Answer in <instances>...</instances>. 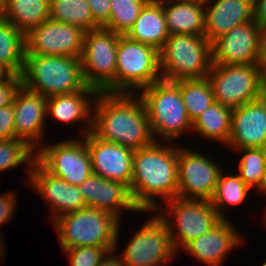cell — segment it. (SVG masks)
I'll list each match as a JSON object with an SVG mask.
<instances>
[{
	"instance_id": "17",
	"label": "cell",
	"mask_w": 266,
	"mask_h": 266,
	"mask_svg": "<svg viewBox=\"0 0 266 266\" xmlns=\"http://www.w3.org/2000/svg\"><path fill=\"white\" fill-rule=\"evenodd\" d=\"M261 27L255 20L233 27L212 43V64H258Z\"/></svg>"
},
{
	"instance_id": "6",
	"label": "cell",
	"mask_w": 266,
	"mask_h": 266,
	"mask_svg": "<svg viewBox=\"0 0 266 266\" xmlns=\"http://www.w3.org/2000/svg\"><path fill=\"white\" fill-rule=\"evenodd\" d=\"M159 58L164 80L206 78L212 67V44L204 35H169Z\"/></svg>"
},
{
	"instance_id": "32",
	"label": "cell",
	"mask_w": 266,
	"mask_h": 266,
	"mask_svg": "<svg viewBox=\"0 0 266 266\" xmlns=\"http://www.w3.org/2000/svg\"><path fill=\"white\" fill-rule=\"evenodd\" d=\"M36 160V151L25 141L17 138L0 140V173L8 172L20 165H27L25 178L29 181L32 164Z\"/></svg>"
},
{
	"instance_id": "2",
	"label": "cell",
	"mask_w": 266,
	"mask_h": 266,
	"mask_svg": "<svg viewBox=\"0 0 266 266\" xmlns=\"http://www.w3.org/2000/svg\"><path fill=\"white\" fill-rule=\"evenodd\" d=\"M177 144L154 142L134 150L130 193L146 214L178 195ZM160 200V202L158 201Z\"/></svg>"
},
{
	"instance_id": "27",
	"label": "cell",
	"mask_w": 266,
	"mask_h": 266,
	"mask_svg": "<svg viewBox=\"0 0 266 266\" xmlns=\"http://www.w3.org/2000/svg\"><path fill=\"white\" fill-rule=\"evenodd\" d=\"M25 64V34L0 16V69L21 75Z\"/></svg>"
},
{
	"instance_id": "34",
	"label": "cell",
	"mask_w": 266,
	"mask_h": 266,
	"mask_svg": "<svg viewBox=\"0 0 266 266\" xmlns=\"http://www.w3.org/2000/svg\"><path fill=\"white\" fill-rule=\"evenodd\" d=\"M149 0H110V17L103 27L120 35H126Z\"/></svg>"
},
{
	"instance_id": "12",
	"label": "cell",
	"mask_w": 266,
	"mask_h": 266,
	"mask_svg": "<svg viewBox=\"0 0 266 266\" xmlns=\"http://www.w3.org/2000/svg\"><path fill=\"white\" fill-rule=\"evenodd\" d=\"M72 137L52 144L45 142L36 151V161L52 175L79 186L93 171L85 136Z\"/></svg>"
},
{
	"instance_id": "8",
	"label": "cell",
	"mask_w": 266,
	"mask_h": 266,
	"mask_svg": "<svg viewBox=\"0 0 266 266\" xmlns=\"http://www.w3.org/2000/svg\"><path fill=\"white\" fill-rule=\"evenodd\" d=\"M160 79L159 51L121 35L117 45L115 93L138 94Z\"/></svg>"
},
{
	"instance_id": "11",
	"label": "cell",
	"mask_w": 266,
	"mask_h": 266,
	"mask_svg": "<svg viewBox=\"0 0 266 266\" xmlns=\"http://www.w3.org/2000/svg\"><path fill=\"white\" fill-rule=\"evenodd\" d=\"M130 236L122 254L126 266H167L177 257L165 222L152 211L150 218ZM167 263V264H166Z\"/></svg>"
},
{
	"instance_id": "43",
	"label": "cell",
	"mask_w": 266,
	"mask_h": 266,
	"mask_svg": "<svg viewBox=\"0 0 266 266\" xmlns=\"http://www.w3.org/2000/svg\"><path fill=\"white\" fill-rule=\"evenodd\" d=\"M255 191L257 192L256 195L258 194V196H259V194H260L261 197L264 196V198H265V195H266V166H265V170H264L261 184L258 186V188Z\"/></svg>"
},
{
	"instance_id": "42",
	"label": "cell",
	"mask_w": 266,
	"mask_h": 266,
	"mask_svg": "<svg viewBox=\"0 0 266 266\" xmlns=\"http://www.w3.org/2000/svg\"><path fill=\"white\" fill-rule=\"evenodd\" d=\"M118 250L109 251L100 262L99 266H126L120 255L116 253Z\"/></svg>"
},
{
	"instance_id": "28",
	"label": "cell",
	"mask_w": 266,
	"mask_h": 266,
	"mask_svg": "<svg viewBox=\"0 0 266 266\" xmlns=\"http://www.w3.org/2000/svg\"><path fill=\"white\" fill-rule=\"evenodd\" d=\"M50 0H8L0 16L26 34L49 19Z\"/></svg>"
},
{
	"instance_id": "29",
	"label": "cell",
	"mask_w": 266,
	"mask_h": 266,
	"mask_svg": "<svg viewBox=\"0 0 266 266\" xmlns=\"http://www.w3.org/2000/svg\"><path fill=\"white\" fill-rule=\"evenodd\" d=\"M228 169H230V173L226 171ZM228 169L224 167L210 199L211 204L222 219H228L229 217L225 213V208L243 204L244 201H247L248 196L251 197L252 190L236 172L232 174L231 168L228 167Z\"/></svg>"
},
{
	"instance_id": "25",
	"label": "cell",
	"mask_w": 266,
	"mask_h": 266,
	"mask_svg": "<svg viewBox=\"0 0 266 266\" xmlns=\"http://www.w3.org/2000/svg\"><path fill=\"white\" fill-rule=\"evenodd\" d=\"M163 0H149L126 36L134 41L150 45L160 51L168 36Z\"/></svg>"
},
{
	"instance_id": "35",
	"label": "cell",
	"mask_w": 266,
	"mask_h": 266,
	"mask_svg": "<svg viewBox=\"0 0 266 266\" xmlns=\"http://www.w3.org/2000/svg\"><path fill=\"white\" fill-rule=\"evenodd\" d=\"M70 266H99L105 255L111 251L100 247H77L62 250Z\"/></svg>"
},
{
	"instance_id": "20",
	"label": "cell",
	"mask_w": 266,
	"mask_h": 266,
	"mask_svg": "<svg viewBox=\"0 0 266 266\" xmlns=\"http://www.w3.org/2000/svg\"><path fill=\"white\" fill-rule=\"evenodd\" d=\"M240 148H266L265 94L232 109L231 133L226 151Z\"/></svg>"
},
{
	"instance_id": "18",
	"label": "cell",
	"mask_w": 266,
	"mask_h": 266,
	"mask_svg": "<svg viewBox=\"0 0 266 266\" xmlns=\"http://www.w3.org/2000/svg\"><path fill=\"white\" fill-rule=\"evenodd\" d=\"M91 158L93 174L107 180L119 181L130 188L133 174L134 150L116 143H109L92 132L85 136Z\"/></svg>"
},
{
	"instance_id": "22",
	"label": "cell",
	"mask_w": 266,
	"mask_h": 266,
	"mask_svg": "<svg viewBox=\"0 0 266 266\" xmlns=\"http://www.w3.org/2000/svg\"><path fill=\"white\" fill-rule=\"evenodd\" d=\"M97 94L95 89L85 86L72 94L50 96L47 98V119L51 118L61 126L81 123L78 127L82 138L92 131L93 104Z\"/></svg>"
},
{
	"instance_id": "21",
	"label": "cell",
	"mask_w": 266,
	"mask_h": 266,
	"mask_svg": "<svg viewBox=\"0 0 266 266\" xmlns=\"http://www.w3.org/2000/svg\"><path fill=\"white\" fill-rule=\"evenodd\" d=\"M78 187L89 208L107 211L119 220L126 210L145 215L134 204L129 187L119 181L92 174Z\"/></svg>"
},
{
	"instance_id": "49",
	"label": "cell",
	"mask_w": 266,
	"mask_h": 266,
	"mask_svg": "<svg viewBox=\"0 0 266 266\" xmlns=\"http://www.w3.org/2000/svg\"><path fill=\"white\" fill-rule=\"evenodd\" d=\"M260 266H266V261L263 262Z\"/></svg>"
},
{
	"instance_id": "26",
	"label": "cell",
	"mask_w": 266,
	"mask_h": 266,
	"mask_svg": "<svg viewBox=\"0 0 266 266\" xmlns=\"http://www.w3.org/2000/svg\"><path fill=\"white\" fill-rule=\"evenodd\" d=\"M232 108L214 102L192 122V133L226 148L231 133ZM198 134V135H197Z\"/></svg>"
},
{
	"instance_id": "5",
	"label": "cell",
	"mask_w": 266,
	"mask_h": 266,
	"mask_svg": "<svg viewBox=\"0 0 266 266\" xmlns=\"http://www.w3.org/2000/svg\"><path fill=\"white\" fill-rule=\"evenodd\" d=\"M21 77L25 88L47 98L72 94L86 86L77 57L25 55Z\"/></svg>"
},
{
	"instance_id": "30",
	"label": "cell",
	"mask_w": 266,
	"mask_h": 266,
	"mask_svg": "<svg viewBox=\"0 0 266 266\" xmlns=\"http://www.w3.org/2000/svg\"><path fill=\"white\" fill-rule=\"evenodd\" d=\"M49 19L78 26L85 31L100 28L86 0H50Z\"/></svg>"
},
{
	"instance_id": "3",
	"label": "cell",
	"mask_w": 266,
	"mask_h": 266,
	"mask_svg": "<svg viewBox=\"0 0 266 266\" xmlns=\"http://www.w3.org/2000/svg\"><path fill=\"white\" fill-rule=\"evenodd\" d=\"M63 250L77 247L119 249L121 221L113 214L86 207L59 216L52 222Z\"/></svg>"
},
{
	"instance_id": "41",
	"label": "cell",
	"mask_w": 266,
	"mask_h": 266,
	"mask_svg": "<svg viewBox=\"0 0 266 266\" xmlns=\"http://www.w3.org/2000/svg\"><path fill=\"white\" fill-rule=\"evenodd\" d=\"M258 65L262 72H266V27L261 29Z\"/></svg>"
},
{
	"instance_id": "31",
	"label": "cell",
	"mask_w": 266,
	"mask_h": 266,
	"mask_svg": "<svg viewBox=\"0 0 266 266\" xmlns=\"http://www.w3.org/2000/svg\"><path fill=\"white\" fill-rule=\"evenodd\" d=\"M179 88L187 114L192 122L215 102L207 77L179 80Z\"/></svg>"
},
{
	"instance_id": "33",
	"label": "cell",
	"mask_w": 266,
	"mask_h": 266,
	"mask_svg": "<svg viewBox=\"0 0 266 266\" xmlns=\"http://www.w3.org/2000/svg\"><path fill=\"white\" fill-rule=\"evenodd\" d=\"M238 152V153H237ZM240 159L237 160L236 173L255 192L261 184L266 166V148H240L234 150ZM243 155V156H242ZM239 161V162H238Z\"/></svg>"
},
{
	"instance_id": "19",
	"label": "cell",
	"mask_w": 266,
	"mask_h": 266,
	"mask_svg": "<svg viewBox=\"0 0 266 266\" xmlns=\"http://www.w3.org/2000/svg\"><path fill=\"white\" fill-rule=\"evenodd\" d=\"M229 219H222L214 228L192 240L182 250L207 266H223L224 260L245 242V235Z\"/></svg>"
},
{
	"instance_id": "46",
	"label": "cell",
	"mask_w": 266,
	"mask_h": 266,
	"mask_svg": "<svg viewBox=\"0 0 266 266\" xmlns=\"http://www.w3.org/2000/svg\"><path fill=\"white\" fill-rule=\"evenodd\" d=\"M263 73V93L266 95V72Z\"/></svg>"
},
{
	"instance_id": "38",
	"label": "cell",
	"mask_w": 266,
	"mask_h": 266,
	"mask_svg": "<svg viewBox=\"0 0 266 266\" xmlns=\"http://www.w3.org/2000/svg\"><path fill=\"white\" fill-rule=\"evenodd\" d=\"M14 118L13 104L0 108V140L15 138Z\"/></svg>"
},
{
	"instance_id": "4",
	"label": "cell",
	"mask_w": 266,
	"mask_h": 266,
	"mask_svg": "<svg viewBox=\"0 0 266 266\" xmlns=\"http://www.w3.org/2000/svg\"><path fill=\"white\" fill-rule=\"evenodd\" d=\"M138 95L145 105L155 142L177 143L184 133L192 131L179 80L160 79L143 88Z\"/></svg>"
},
{
	"instance_id": "44",
	"label": "cell",
	"mask_w": 266,
	"mask_h": 266,
	"mask_svg": "<svg viewBox=\"0 0 266 266\" xmlns=\"http://www.w3.org/2000/svg\"><path fill=\"white\" fill-rule=\"evenodd\" d=\"M3 240H5L4 236L0 232V263L3 262V260L5 261L4 257H6V255H5L6 249L4 248L6 245L4 244Z\"/></svg>"
},
{
	"instance_id": "16",
	"label": "cell",
	"mask_w": 266,
	"mask_h": 266,
	"mask_svg": "<svg viewBox=\"0 0 266 266\" xmlns=\"http://www.w3.org/2000/svg\"><path fill=\"white\" fill-rule=\"evenodd\" d=\"M13 106L15 138L25 141L37 151L45 143V134L48 133L47 97L22 85L15 95Z\"/></svg>"
},
{
	"instance_id": "39",
	"label": "cell",
	"mask_w": 266,
	"mask_h": 266,
	"mask_svg": "<svg viewBox=\"0 0 266 266\" xmlns=\"http://www.w3.org/2000/svg\"><path fill=\"white\" fill-rule=\"evenodd\" d=\"M86 2L89 4L94 22L99 27H104L110 17V0H86Z\"/></svg>"
},
{
	"instance_id": "10",
	"label": "cell",
	"mask_w": 266,
	"mask_h": 266,
	"mask_svg": "<svg viewBox=\"0 0 266 266\" xmlns=\"http://www.w3.org/2000/svg\"><path fill=\"white\" fill-rule=\"evenodd\" d=\"M207 79L215 102L232 109L263 95V73L258 64H212Z\"/></svg>"
},
{
	"instance_id": "7",
	"label": "cell",
	"mask_w": 266,
	"mask_h": 266,
	"mask_svg": "<svg viewBox=\"0 0 266 266\" xmlns=\"http://www.w3.org/2000/svg\"><path fill=\"white\" fill-rule=\"evenodd\" d=\"M155 212L165 222L177 253L222 220L210 201L200 199L175 197L159 205Z\"/></svg>"
},
{
	"instance_id": "15",
	"label": "cell",
	"mask_w": 266,
	"mask_h": 266,
	"mask_svg": "<svg viewBox=\"0 0 266 266\" xmlns=\"http://www.w3.org/2000/svg\"><path fill=\"white\" fill-rule=\"evenodd\" d=\"M26 182L50 208L51 222L63 214L87 207L78 186L47 172L36 160L32 164L29 181Z\"/></svg>"
},
{
	"instance_id": "9",
	"label": "cell",
	"mask_w": 266,
	"mask_h": 266,
	"mask_svg": "<svg viewBox=\"0 0 266 266\" xmlns=\"http://www.w3.org/2000/svg\"><path fill=\"white\" fill-rule=\"evenodd\" d=\"M120 36L103 27L86 31L81 56L82 74L86 86L97 92L115 93L117 45Z\"/></svg>"
},
{
	"instance_id": "40",
	"label": "cell",
	"mask_w": 266,
	"mask_h": 266,
	"mask_svg": "<svg viewBox=\"0 0 266 266\" xmlns=\"http://www.w3.org/2000/svg\"><path fill=\"white\" fill-rule=\"evenodd\" d=\"M253 16L261 28L266 27V0H253Z\"/></svg>"
},
{
	"instance_id": "14",
	"label": "cell",
	"mask_w": 266,
	"mask_h": 266,
	"mask_svg": "<svg viewBox=\"0 0 266 266\" xmlns=\"http://www.w3.org/2000/svg\"><path fill=\"white\" fill-rule=\"evenodd\" d=\"M86 31L47 19L25 34V55L69 56L81 59Z\"/></svg>"
},
{
	"instance_id": "23",
	"label": "cell",
	"mask_w": 266,
	"mask_h": 266,
	"mask_svg": "<svg viewBox=\"0 0 266 266\" xmlns=\"http://www.w3.org/2000/svg\"><path fill=\"white\" fill-rule=\"evenodd\" d=\"M252 20L253 0H205L204 36L211 44L233 27Z\"/></svg>"
},
{
	"instance_id": "24",
	"label": "cell",
	"mask_w": 266,
	"mask_h": 266,
	"mask_svg": "<svg viewBox=\"0 0 266 266\" xmlns=\"http://www.w3.org/2000/svg\"><path fill=\"white\" fill-rule=\"evenodd\" d=\"M163 11L170 35H204L205 1L163 0Z\"/></svg>"
},
{
	"instance_id": "48",
	"label": "cell",
	"mask_w": 266,
	"mask_h": 266,
	"mask_svg": "<svg viewBox=\"0 0 266 266\" xmlns=\"http://www.w3.org/2000/svg\"><path fill=\"white\" fill-rule=\"evenodd\" d=\"M265 217H266V216H265ZM264 220H265V221H264ZM263 221H264V223H263L264 226H263V227L266 228V218H265V219L263 218Z\"/></svg>"
},
{
	"instance_id": "45",
	"label": "cell",
	"mask_w": 266,
	"mask_h": 266,
	"mask_svg": "<svg viewBox=\"0 0 266 266\" xmlns=\"http://www.w3.org/2000/svg\"><path fill=\"white\" fill-rule=\"evenodd\" d=\"M8 0H0V13L6 7Z\"/></svg>"
},
{
	"instance_id": "1",
	"label": "cell",
	"mask_w": 266,
	"mask_h": 266,
	"mask_svg": "<svg viewBox=\"0 0 266 266\" xmlns=\"http://www.w3.org/2000/svg\"><path fill=\"white\" fill-rule=\"evenodd\" d=\"M91 132L103 141L132 150L155 142L145 105L138 94L98 92Z\"/></svg>"
},
{
	"instance_id": "37",
	"label": "cell",
	"mask_w": 266,
	"mask_h": 266,
	"mask_svg": "<svg viewBox=\"0 0 266 266\" xmlns=\"http://www.w3.org/2000/svg\"><path fill=\"white\" fill-rule=\"evenodd\" d=\"M15 191H6L0 194V225H4L13 218L18 208V196ZM17 207V208H16ZM0 226V227H1ZM1 231V230H0Z\"/></svg>"
},
{
	"instance_id": "13",
	"label": "cell",
	"mask_w": 266,
	"mask_h": 266,
	"mask_svg": "<svg viewBox=\"0 0 266 266\" xmlns=\"http://www.w3.org/2000/svg\"><path fill=\"white\" fill-rule=\"evenodd\" d=\"M178 195L183 199L208 200L212 198L223 165L208 154L194 148L177 145Z\"/></svg>"
},
{
	"instance_id": "47",
	"label": "cell",
	"mask_w": 266,
	"mask_h": 266,
	"mask_svg": "<svg viewBox=\"0 0 266 266\" xmlns=\"http://www.w3.org/2000/svg\"><path fill=\"white\" fill-rule=\"evenodd\" d=\"M6 74L0 69V80L5 76Z\"/></svg>"
},
{
	"instance_id": "36",
	"label": "cell",
	"mask_w": 266,
	"mask_h": 266,
	"mask_svg": "<svg viewBox=\"0 0 266 266\" xmlns=\"http://www.w3.org/2000/svg\"><path fill=\"white\" fill-rule=\"evenodd\" d=\"M21 86V75L6 74L0 80V108L13 104L15 95Z\"/></svg>"
}]
</instances>
